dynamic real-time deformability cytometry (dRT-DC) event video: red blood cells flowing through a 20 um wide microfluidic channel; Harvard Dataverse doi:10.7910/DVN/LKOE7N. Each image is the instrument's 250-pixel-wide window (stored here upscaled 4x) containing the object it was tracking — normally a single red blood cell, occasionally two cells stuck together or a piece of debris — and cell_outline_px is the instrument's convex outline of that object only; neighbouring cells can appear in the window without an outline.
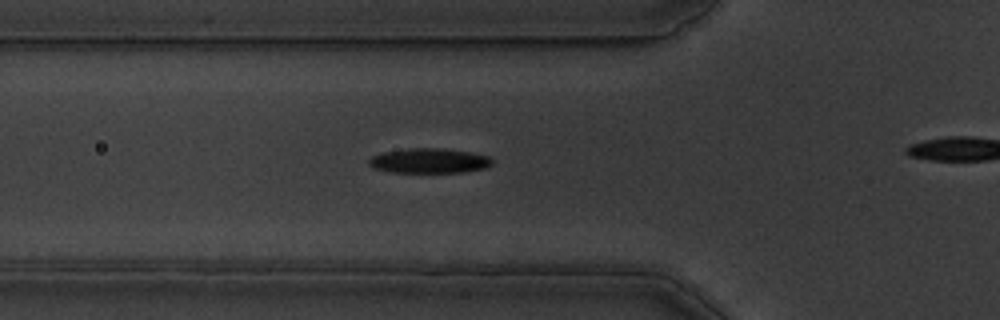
{"species": "common noctule bat (a hibernating species)", "species_latin": "Nyctalus noctula", "temperature_condition": "warm", "stored_images_in_passage": 45, "camera_frame_rate_fps": 3000, "um_per_image_px": 0.085, "animal": {"sex": "male", "body_mass_g": 19.5, "forearm_length_mm": 54.6}, "frame": {"image": 1, "passage_image": 19, "time_ms": 6.0, "image_size_px": [1000, 320], "cell_outline_px": [[492, 164], [488, 168], [464, 172], [392, 172], [376, 168], [368, 164], [368, 160], [372, 156], [384, 152], [412, 148], [440, 148], [468, 152], [488, 156], [492, 160]], "centroid_in_image_um": [36.51, 13.67], "position_along_channel_um": 89.3, "area_um2": 17.63}}
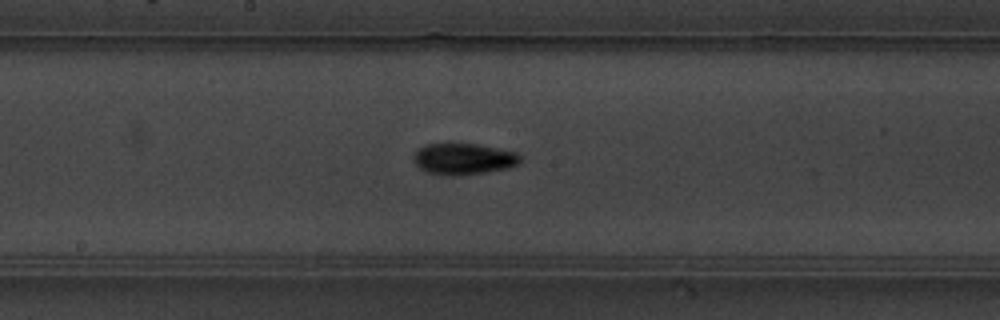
{"frame": {"image": 2, "passage_image": 29, "time_ms": 9.333, "image_size_px": [1000, 320], "cell_outline_px": [[520, 160], [516, 164], [508, 168], [484, 172], [452, 176], [428, 172], [420, 168], [416, 164], [412, 156], [416, 148], [424, 144], [476, 144], [516, 152], [520, 156]], "centroid_in_image_um": [39.34, 13.5], "position_along_channel_um": 208.9, "area_um2": 19.25}}
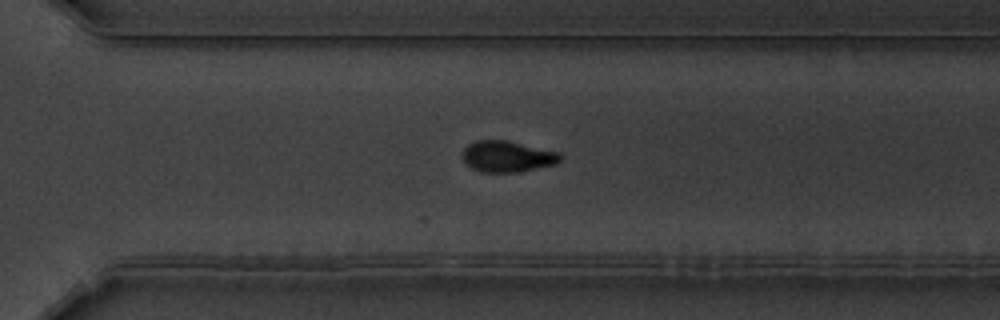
{"frame": {"image": 3, "passage_image": 39, "time_ms": 12.667, "image_size_px": [1000, 320], "cell_outline_px": [[560, 160], [556, 164], [516, 172], [480, 172], [464, 164], [464, 148], [468, 144], [476, 140], [504, 140], [560, 152]], "centroid_in_image_um": [43.1, 13.3], "position_along_channel_um": 327.5, "area_um2": 17.57}}